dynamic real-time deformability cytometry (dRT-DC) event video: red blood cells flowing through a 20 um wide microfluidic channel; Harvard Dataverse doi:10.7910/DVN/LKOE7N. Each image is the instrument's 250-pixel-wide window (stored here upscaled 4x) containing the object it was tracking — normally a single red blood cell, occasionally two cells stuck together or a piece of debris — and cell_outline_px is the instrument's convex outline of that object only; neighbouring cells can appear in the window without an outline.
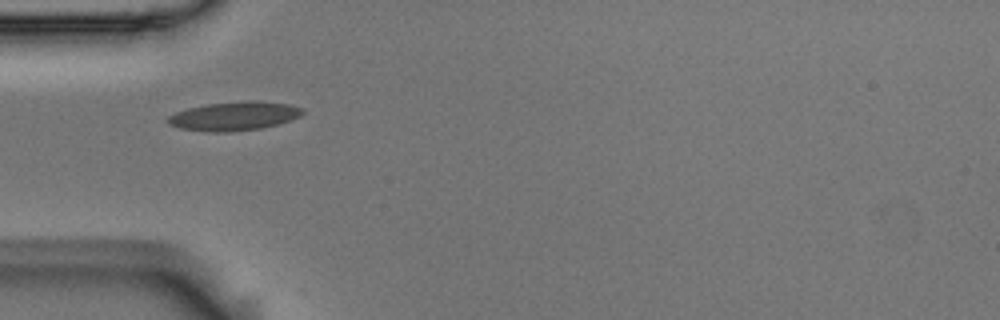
{"species": "Egyptian fruit bat (a non-hibernating species)", "species_latin": "Rousettus aegyptiacus", "temperature_condition": "room temperature", "stored_images_in_passage": 7, "camera_frame_rate_fps": 3000, "um_per_image_px": 0.085, "animal": {"sex": "male"}, "frame": {"image": 1, "passage_image": 1, "time_ms": 0.0, "image_size_px": [1000, 320], "cell_outline_px": [[304, 112], [300, 116], [276, 124], [260, 128], [228, 132], [204, 132], [180, 128], [168, 124], [164, 120], [168, 116], [176, 112], [188, 108], [208, 104], [244, 100], [260, 100], [288, 104], [304, 108]], "centroid_in_image_um": [19.87, 9.86], "position_along_channel_um": 65.1, "area_um2": 22.77}}
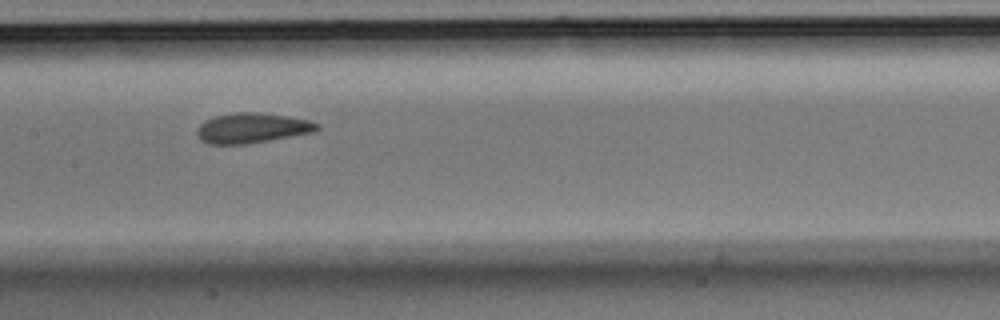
{"frame": {"image": 2, "passage_image": 4, "time_ms": 1.0, "image_size_px": [1000, 320], "cell_outline_px": [[320, 128], [312, 132], [248, 144], [208, 144], [200, 140], [196, 132], [200, 124], [204, 120], [216, 116], [236, 112], [260, 112], [288, 116], [308, 120], [320, 124]], "centroid_in_image_um": [21.4, 10.88], "position_along_channel_um": 186.0, "area_um2": 21.04}}
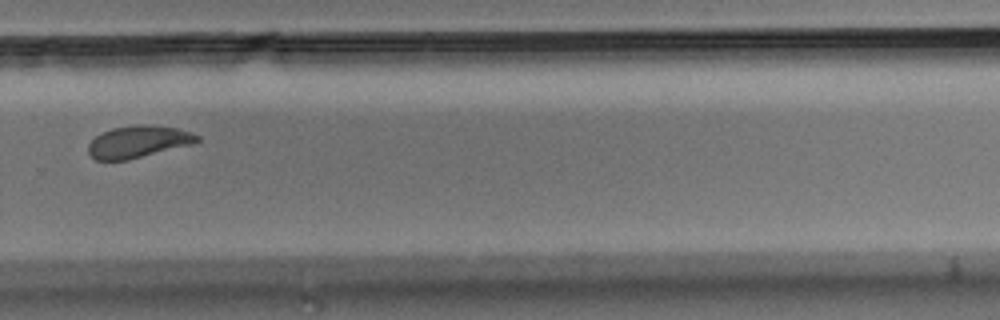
{"frame": {"image": 3, "passage_image": 7, "time_ms": 2.0, "image_size_px": [1000, 320], "cell_outline_px": [[200, 140], [192, 144], [128, 160], [96, 160], [88, 152], [88, 144], [96, 136], [112, 128], [136, 124], [148, 124], [176, 128], [192, 132], [200, 136]], "centroid_in_image_um": [11.77, 12.04], "position_along_channel_um": 318.0, "area_um2": 20.29}}